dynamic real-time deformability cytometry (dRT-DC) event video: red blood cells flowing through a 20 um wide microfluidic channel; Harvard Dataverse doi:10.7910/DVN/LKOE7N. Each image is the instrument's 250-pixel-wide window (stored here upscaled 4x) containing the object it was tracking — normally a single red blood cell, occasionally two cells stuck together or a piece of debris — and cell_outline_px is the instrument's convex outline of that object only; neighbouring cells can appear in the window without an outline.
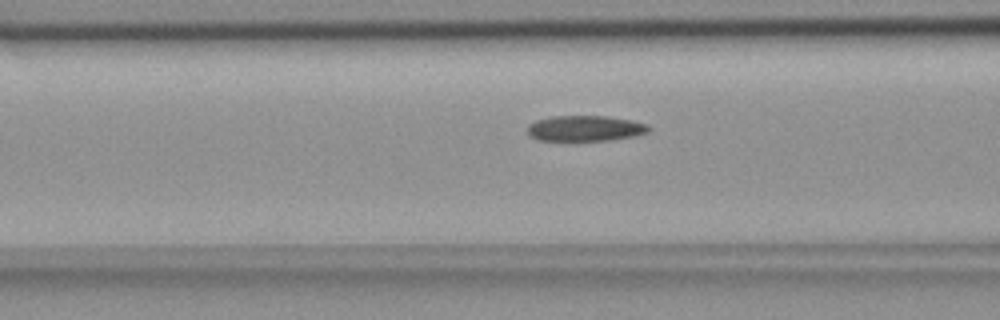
{"species": "common noctule bat (a hibernating species)", "species_latin": "Nyctalus noctula", "temperature_condition": "room temperature", "stored_images_in_passage": 42, "camera_frame_rate_fps": 3000, "um_per_image_px": 0.085, "animal": {"sex": "female", "body_mass_g": 18.4}, "frame": {"image": 1, "passage_image": 12, "time_ms": 3.667, "image_size_px": [1000, 320], "cell_outline_px": [[652, 128], [648, 132], [632, 136], [608, 140], [536, 140], [528, 132], [528, 124], [536, 120], [548, 116], [608, 116], [632, 120], [648, 124]], "centroid_in_image_um": [49.74, 10.89], "position_along_channel_um": 116.9, "area_um2": 18.09}}
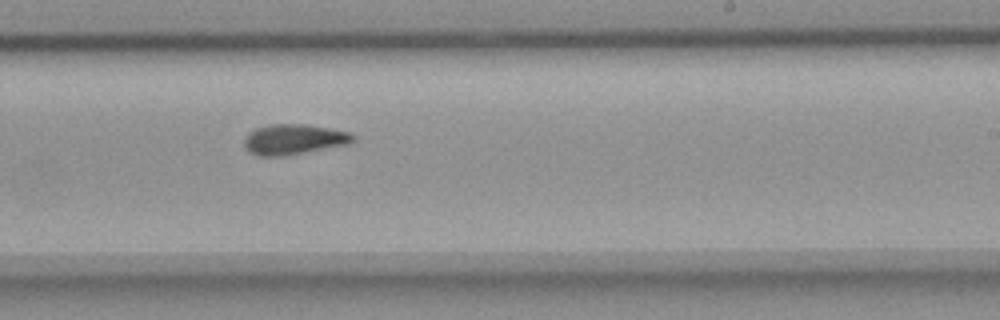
{"frame": {"image": 2, "passage_image": 24, "time_ms": 7.667, "image_size_px": [1000, 320], "cell_outline_px": [[356, 136], [348, 144], [284, 156], [260, 156], [248, 152], [244, 148], [244, 136], [248, 132], [256, 128], [272, 124], [308, 124], [352, 132]], "centroid_in_image_um": [24.95, 11.84], "position_along_channel_um": 264.1, "area_um2": 19.42}}
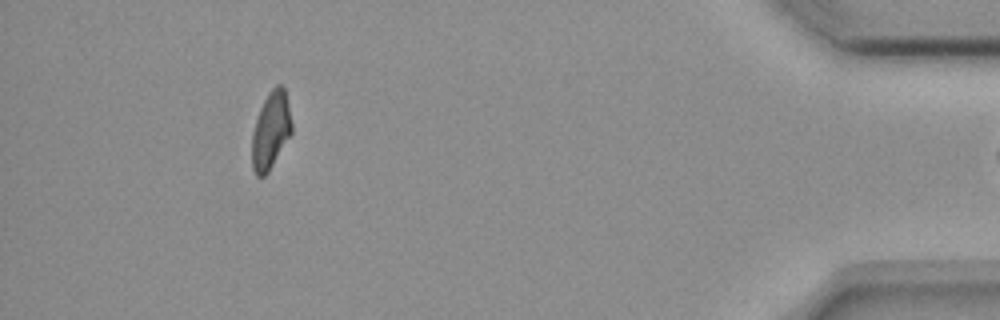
{"frame": {"image": 3, "passage_image": 41, "time_ms": 13.333, "image_size_px": [1000, 320], "cell_outline_px": [[292, 132], [268, 172], [264, 176], [256, 176], [252, 168], [252, 132], [260, 108], [268, 92], [276, 84], [284, 84], [292, 124]], "centroid_in_image_um": [23.01, 11.06], "position_along_channel_um": 412.2, "area_um2": 17.86}}